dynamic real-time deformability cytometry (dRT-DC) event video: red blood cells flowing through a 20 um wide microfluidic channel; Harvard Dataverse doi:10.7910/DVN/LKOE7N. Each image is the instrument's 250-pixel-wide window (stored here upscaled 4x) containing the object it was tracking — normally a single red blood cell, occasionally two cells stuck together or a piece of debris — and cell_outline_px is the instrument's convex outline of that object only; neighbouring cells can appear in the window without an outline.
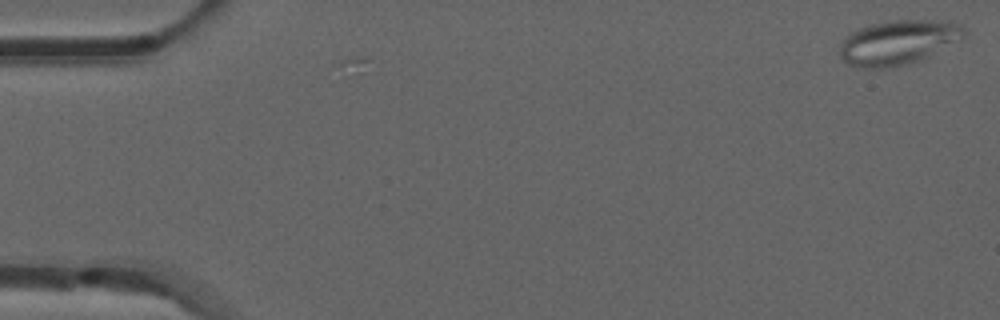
{"species": "common noctule bat (a hibernating species)", "species_latin": "Nyctalus noctula", "temperature_condition": "room temperature", "stored_images_in_passage": 2, "camera_frame_rate_fps": 3000, "um_per_image_px": 0.085, "animal": {"sex": "male", "forearm_length_mm": 52.5}, "frame": {"image": 1, "passage_image": 1, "time_ms": 0.0, "image_size_px": [1000, 320], "cell_outline_px": [[964, 36], [908, 64], [884, 68], [860, 68], [848, 64], [840, 56], [840, 48], [844, 40], [852, 32], [860, 28], [872, 24], [892, 20], [928, 20], [960, 24], [964, 28]], "centroid_in_image_um": [76.26, 3.6], "position_along_channel_um": 8.7, "area_um2": 31.1}}